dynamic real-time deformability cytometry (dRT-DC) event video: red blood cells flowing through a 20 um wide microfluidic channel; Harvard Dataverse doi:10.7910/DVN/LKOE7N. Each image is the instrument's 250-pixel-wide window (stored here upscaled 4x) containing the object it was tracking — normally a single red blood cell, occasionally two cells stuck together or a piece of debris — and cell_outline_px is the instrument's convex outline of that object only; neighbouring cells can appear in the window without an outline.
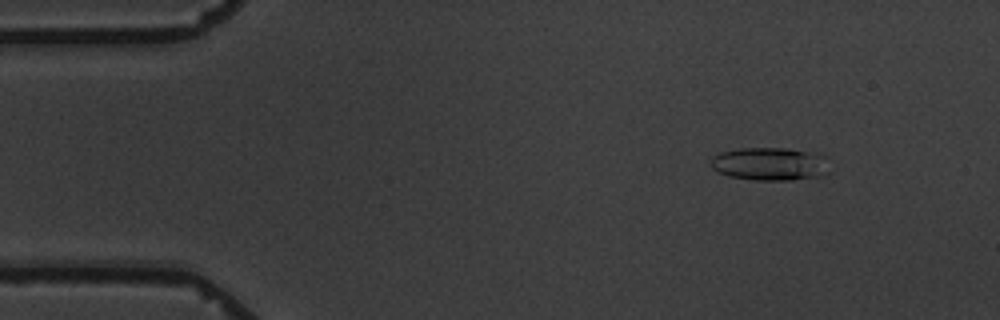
{"species": "common noctule bat (a hibernating species)", "species_latin": "Nyctalus noctula", "temperature_condition": "warm", "stored_images_in_passage": 4, "camera_frame_rate_fps": 3000, "um_per_image_px": 0.085, "animal": {"sex": "male", "body_mass_g": 19.5, "forearm_length_mm": 54.6}, "frame": {"image": 1, "passage_image": 1, "time_ms": 0.0, "image_size_px": [1000, 320], "cell_outline_px": [[828, 172], [824, 176], [792, 180], [752, 180], [728, 176], [716, 172], [712, 168], [708, 160], [712, 156], [720, 152], [740, 148], [784, 148], [804, 152]], "centroid_in_image_um": [65.13, 13.97], "position_along_channel_um": 19.9, "area_um2": 21.85}}
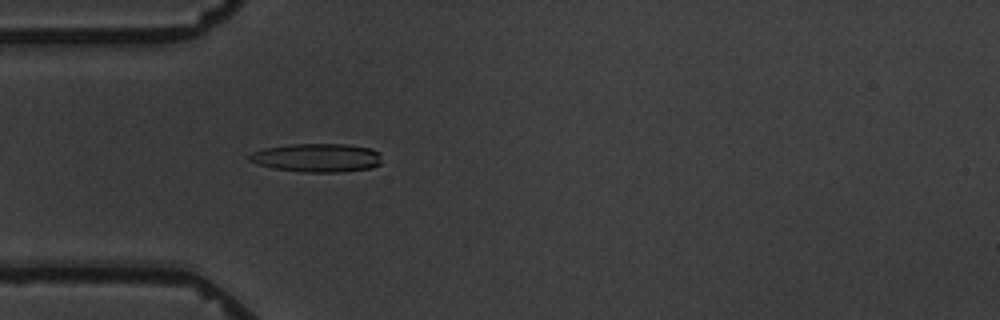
{"frame": {"image": 2, "passage_image": 4, "time_ms": 3.333, "image_size_px": [1000, 320], "cell_outline_px": [[380, 164], [372, 168], [340, 172], [304, 172], [272, 168], [256, 164], [248, 160], [248, 156], [252, 152], [264, 148], [288, 144], [348, 144], [372, 148], [380, 152]], "centroid_in_image_um": [26.94, 13.4], "position_along_channel_um": 58.1, "area_um2": 22.31}}